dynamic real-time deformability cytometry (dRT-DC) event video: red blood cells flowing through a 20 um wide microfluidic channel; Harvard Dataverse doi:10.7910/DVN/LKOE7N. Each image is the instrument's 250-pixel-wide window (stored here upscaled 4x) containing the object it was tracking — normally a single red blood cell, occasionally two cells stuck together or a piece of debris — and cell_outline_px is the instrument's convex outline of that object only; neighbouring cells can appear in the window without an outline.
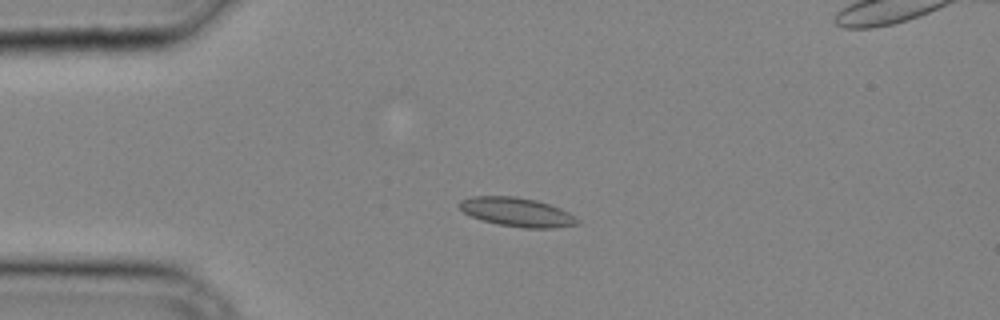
{"species": "common noctule bat (a hibernating species)", "species_latin": "Nyctalus noctula", "temperature_condition": "cold", "stored_images_in_passage": 35, "camera_frame_rate_fps": 3000, "um_per_image_px": 0.085, "animal": {"sex": "male", "body_mass_g": 20.4}, "frame": {"image": 1, "passage_image": 8, "time_ms": 2.333, "image_size_px": [1000, 320], "cell_outline_px": [[580, 224], [552, 228], [524, 228], [500, 224], [484, 220], [472, 216], [464, 212], [456, 204], [460, 200], [472, 196], [516, 196], [536, 200], [560, 208], [568, 212], [580, 220]], "centroid_in_image_um": [43.95, 18.02], "position_along_channel_um": 41.1, "area_um2": 19.83}}
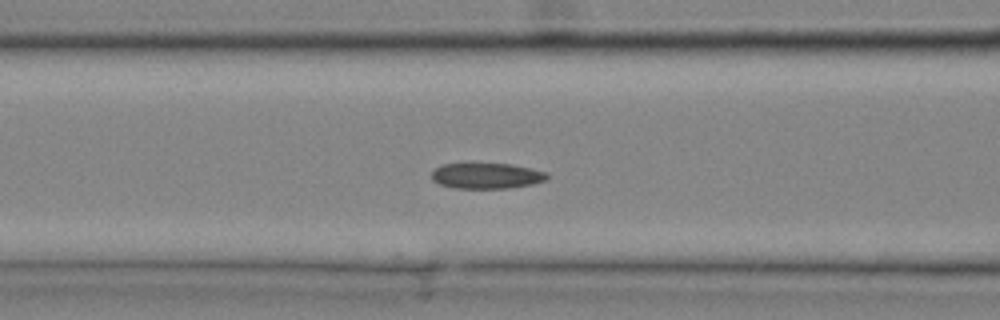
{"frame": {"image": 2, "passage_image": 14, "time_ms": 4.333, "image_size_px": [1000, 320], "cell_outline_px": [[548, 180], [532, 184], [508, 188], [456, 188], [440, 184], [432, 180], [432, 172], [440, 164], [512, 164], [532, 168], [548, 172]], "centroid_in_image_um": [41.4, 14.94], "position_along_channel_um": 125.2, "area_um2": 17.28}}
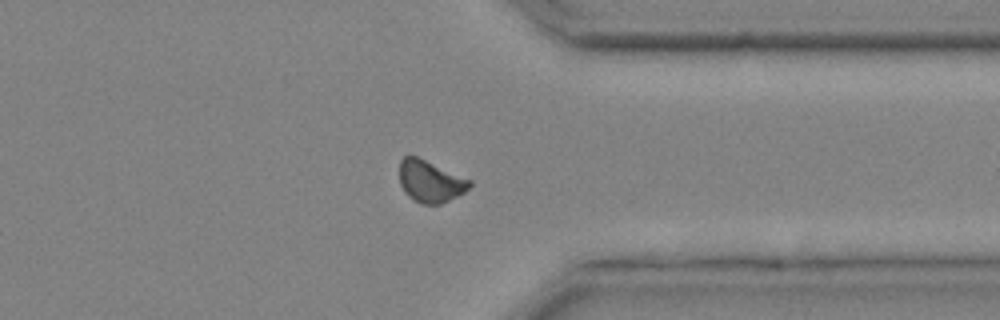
{"frame": {"image": 3, "passage_image": 28, "time_ms": 9.0, "image_size_px": [1000, 320], "cell_outline_px": [[472, 184], [464, 192], [440, 204], [420, 204], [412, 200], [404, 192], [400, 184], [400, 160], [404, 156], [416, 156], [472, 180]], "centroid_in_image_um": [36.55, 15.42], "position_along_channel_um": 374.8, "area_um2": 17.05}}